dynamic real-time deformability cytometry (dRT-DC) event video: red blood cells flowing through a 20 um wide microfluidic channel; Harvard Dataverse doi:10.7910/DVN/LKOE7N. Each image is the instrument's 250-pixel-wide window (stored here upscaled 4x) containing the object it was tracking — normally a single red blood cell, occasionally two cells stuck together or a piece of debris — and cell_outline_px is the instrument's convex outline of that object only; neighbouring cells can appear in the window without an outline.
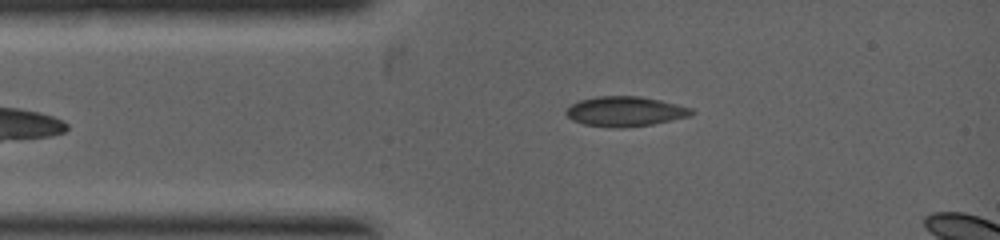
{"species": "common noctule bat (a hibernating species)", "species_latin": "Nyctalus noctula", "temperature_condition": "warm", "stored_images_in_passage": 2, "camera_frame_rate_fps": 5000, "um_per_image_px": 0.085, "animal": {"sex": "female", "body_mass_g": 19.0, "forearm_length_mm": 53.3}, "frame": {"image": 1, "passage_image": 2, "time_ms": 0.8, "image_size_px": [1000, 240], "cell_outline_px": [[696, 112], [688, 116], [672, 120], [652, 124], [584, 124], [572, 120], [564, 112], [572, 104], [580, 100], [596, 96], [640, 96], [660, 100], [692, 108]], "centroid_in_image_um": [53.17, 9.41], "position_along_channel_um": 31.8, "area_um2": 20.69}}